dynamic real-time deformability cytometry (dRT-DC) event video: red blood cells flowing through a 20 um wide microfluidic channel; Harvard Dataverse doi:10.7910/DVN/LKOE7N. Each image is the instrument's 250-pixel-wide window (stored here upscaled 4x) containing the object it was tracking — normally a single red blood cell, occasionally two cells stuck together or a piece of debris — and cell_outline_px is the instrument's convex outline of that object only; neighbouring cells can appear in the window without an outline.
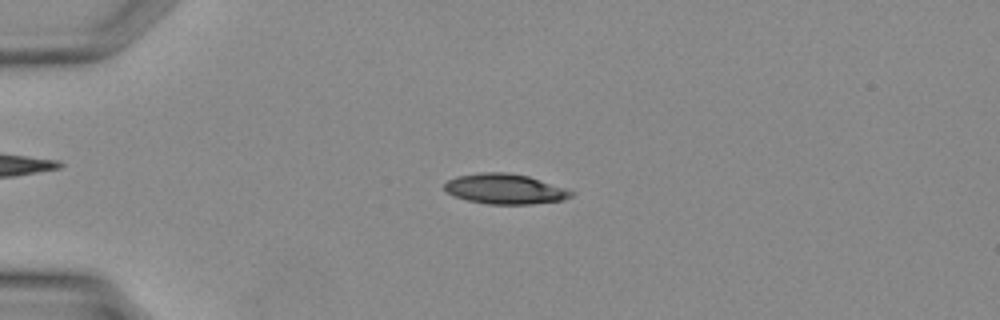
{"species": "Egyptian fruit bat (a non-hibernating species)", "species_latin": "Rousettus aegyptiacus", "temperature_condition": "warm", "stored_images_in_passage": 33, "camera_frame_rate_fps": 3000, "um_per_image_px": 0.085, "animal": {"sex": "female"}, "frame": {"image": 1, "passage_image": 6, "time_ms": 1.667, "image_size_px": [1000, 320], "cell_outline_px": [[572, 196], [564, 200], [532, 204], [488, 204], [468, 200], [452, 196], [444, 188], [444, 184], [448, 180], [456, 176], [480, 172], [508, 172], [528, 176], [564, 188], [572, 192]], "centroid_in_image_um": [42.88, 16.06], "position_along_channel_um": 42.1, "area_um2": 22.2}}
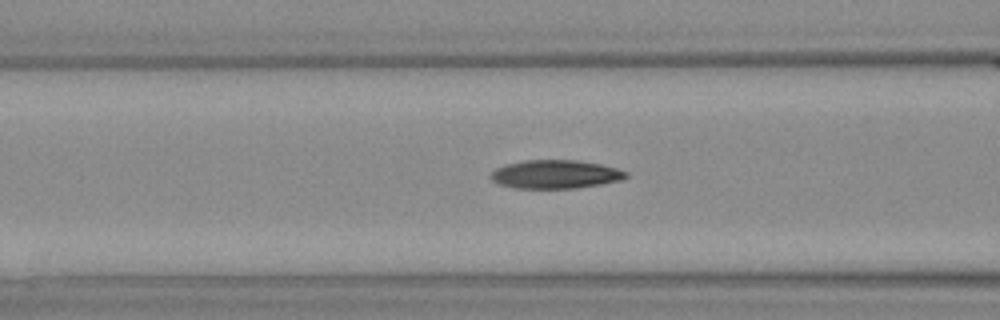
{"frame": {"image": 2, "passage_image": 12, "time_ms": 3.667, "image_size_px": [1000, 320], "cell_outline_px": [[628, 176], [620, 180], [600, 184], [572, 188], [516, 188], [500, 184], [492, 180], [488, 176], [496, 168], [508, 164], [524, 160], [576, 160], [600, 164], [616, 168], [628, 172]], "centroid_in_image_um": [47.2, 14.81], "position_along_channel_um": 119.4, "area_um2": 22.25}}
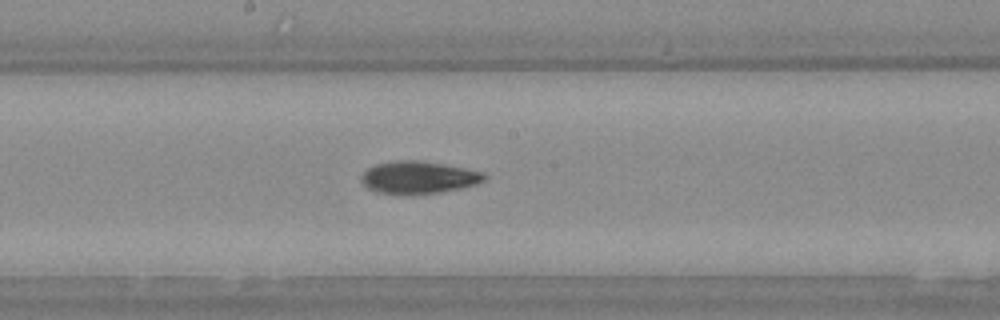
{"frame": {"image": 3, "passage_image": 17, "time_ms": 5.333, "image_size_px": [1000, 320], "cell_outline_px": [[488, 176], [484, 180], [476, 184], [460, 188], [440, 192], [408, 196], [400, 196], [376, 192], [368, 188], [360, 180], [360, 176], [368, 168], [376, 164], [396, 160], [416, 160], [464, 168], [484, 172]], "centroid_in_image_um": [35.53, 15.11], "position_along_channel_um": 212.7, "area_um2": 23.52}}